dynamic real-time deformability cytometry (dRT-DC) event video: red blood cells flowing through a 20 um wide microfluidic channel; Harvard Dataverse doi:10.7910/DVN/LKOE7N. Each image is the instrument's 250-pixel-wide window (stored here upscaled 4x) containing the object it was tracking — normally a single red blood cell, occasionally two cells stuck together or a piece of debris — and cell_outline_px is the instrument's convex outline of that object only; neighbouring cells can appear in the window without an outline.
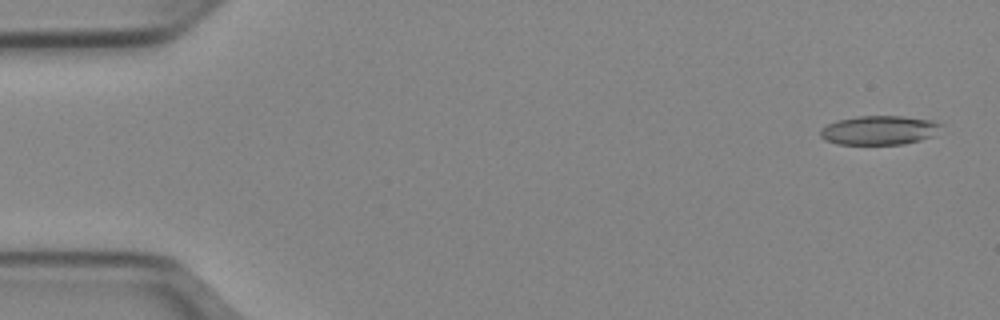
{"species": "Egyptian fruit bat (a non-hibernating species)", "species_latin": "Rousettus aegyptiacus", "temperature_condition": "cold", "stored_images_in_passage": 13, "camera_frame_rate_fps": 3000, "um_per_image_px": 0.085, "animal": {"sex": "female"}, "frame": {"image": 1, "passage_image": 2, "time_ms": 0.333, "image_size_px": [1000, 320], "cell_outline_px": [[944, 124], [932, 136], [920, 140], [904, 144], [836, 144], [824, 140], [820, 136], [820, 128], [836, 120], [856, 116], [900, 116], [932, 120]], "centroid_in_image_um": [74.7, 11.06], "position_along_channel_um": 10.3, "area_um2": 20.58}}